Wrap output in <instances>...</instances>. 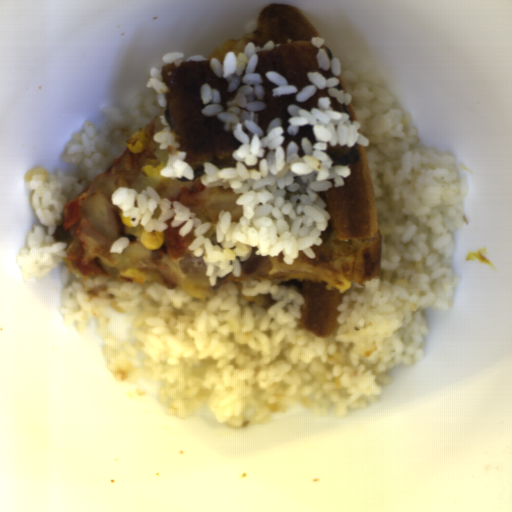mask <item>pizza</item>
I'll return each mask as SVG.
<instances>
[{
    "label": "pizza",
    "instance_id": "1",
    "mask_svg": "<svg viewBox=\"0 0 512 512\" xmlns=\"http://www.w3.org/2000/svg\"><path fill=\"white\" fill-rule=\"evenodd\" d=\"M162 109L144 127L131 134L126 148L112 164L87 184L80 194L64 203L61 224H57L52 238L65 242V257L84 275H101L122 282L143 284L155 281L168 290L180 288L185 294L205 300L216 294L225 282H233L242 292V283L269 279L276 284L295 279L301 283L304 304L298 305L301 314L298 324L309 329L317 338H327L340 326L341 312L336 307L342 303L343 292L357 284L365 288L363 280L381 275L383 236L379 230L377 213L364 146L357 145L361 157L355 164H347L350 176L345 185L335 188L333 178L327 191L318 192L330 212L327 229L321 231L322 244H313L315 259L303 251L292 265L278 256H255L252 247L249 258L241 262V275L233 271L224 278H217L211 287L206 277L207 266L203 258L193 257L188 250L196 236L193 228L187 236H180L178 227H171L174 217L164 222V231L147 232L140 224L132 227L130 217L112 203L111 193L117 187H131L138 193L146 187L156 190L161 199L169 198L188 206L202 223L211 222L204 238L213 246L216 240L215 225L219 212L229 211L232 222L240 223L243 206L236 200L242 194L227 189L205 187L200 177L163 178L161 169L166 167L168 155L153 141L155 133L165 129L159 116ZM224 248V247H223Z\"/></svg>",
    "mask_w": 512,
    "mask_h": 512
}]
</instances>
